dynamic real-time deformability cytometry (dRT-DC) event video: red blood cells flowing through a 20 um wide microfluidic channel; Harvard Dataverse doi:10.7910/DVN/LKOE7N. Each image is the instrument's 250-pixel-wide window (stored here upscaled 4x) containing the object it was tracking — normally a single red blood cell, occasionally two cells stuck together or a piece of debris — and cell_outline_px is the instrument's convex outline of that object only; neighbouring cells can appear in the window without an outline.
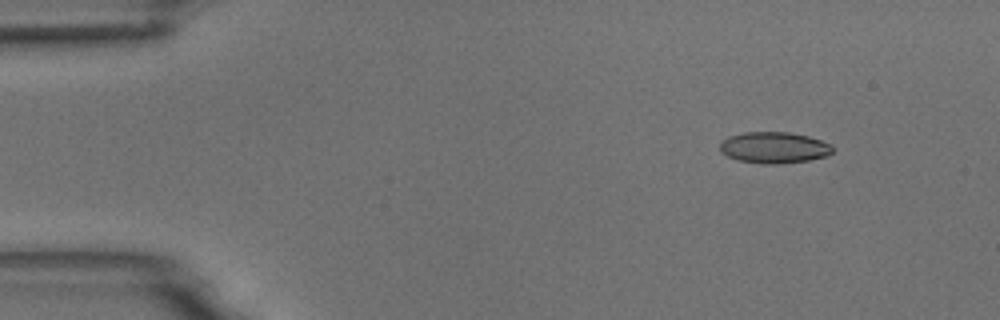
{"species": "common noctule bat (a hibernating species)", "species_latin": "Nyctalus noctula", "temperature_condition": "room temperature", "stored_images_in_passage": 8, "camera_frame_rate_fps": 3000, "um_per_image_px": 0.085, "animal": {"sex": "male", "body_mass_g": 18.8}, "frame": {"image": 1, "passage_image": 2, "time_ms": 1.0, "image_size_px": [1000, 320], "cell_outline_px": [[832, 152], [828, 156], [808, 160], [776, 164], [764, 164], [740, 160], [728, 156], [720, 152], [720, 140], [728, 136], [744, 132], [788, 132], [808, 136], [832, 144]], "centroid_in_image_um": [65.78, 12.53], "position_along_channel_um": 19.2, "area_um2": 20.58}}
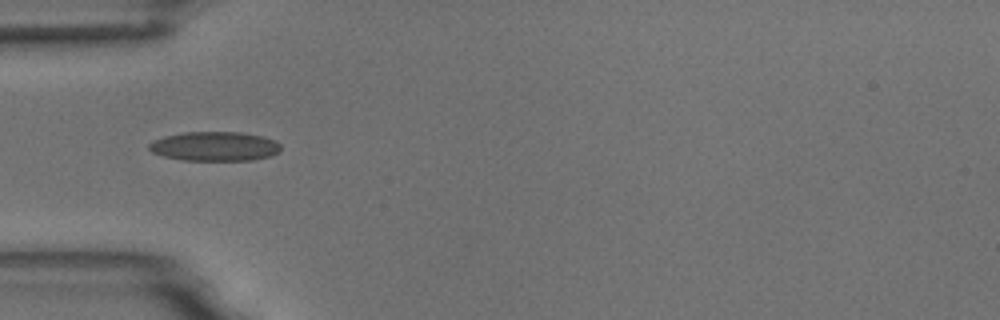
{"frame": {"image": 2, "passage_image": 5, "time_ms": 4.667, "image_size_px": [1000, 320], "cell_outline_px": [[280, 152], [268, 156], [252, 160], [184, 160], [164, 156], [152, 152], [148, 148], [148, 144], [152, 140], [164, 136], [184, 132], [244, 132], [264, 136], [276, 140], [280, 144]], "centroid_in_image_um": [18.26, 12.42], "position_along_channel_um": 66.7, "area_um2": 22.66}}
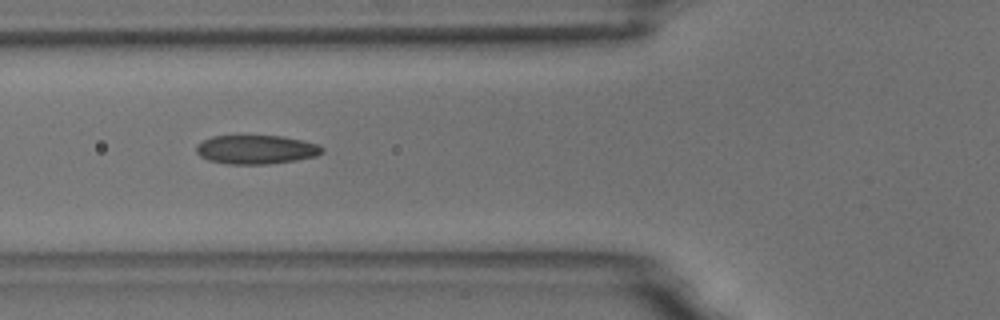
{"frame": {"image": 3, "passage_image": 6, "time_ms": 5.667, "image_size_px": [1000, 320], "cell_outline_px": [[324, 152], [316, 156], [296, 160], [268, 164], [228, 164], [208, 160], [200, 156], [196, 152], [196, 148], [204, 140], [212, 136], [280, 136], [304, 140], [316, 144], [324, 148]], "centroid_in_image_um": [21.8, 12.72], "position_along_channel_um": 104.0, "area_um2": 21.1}}